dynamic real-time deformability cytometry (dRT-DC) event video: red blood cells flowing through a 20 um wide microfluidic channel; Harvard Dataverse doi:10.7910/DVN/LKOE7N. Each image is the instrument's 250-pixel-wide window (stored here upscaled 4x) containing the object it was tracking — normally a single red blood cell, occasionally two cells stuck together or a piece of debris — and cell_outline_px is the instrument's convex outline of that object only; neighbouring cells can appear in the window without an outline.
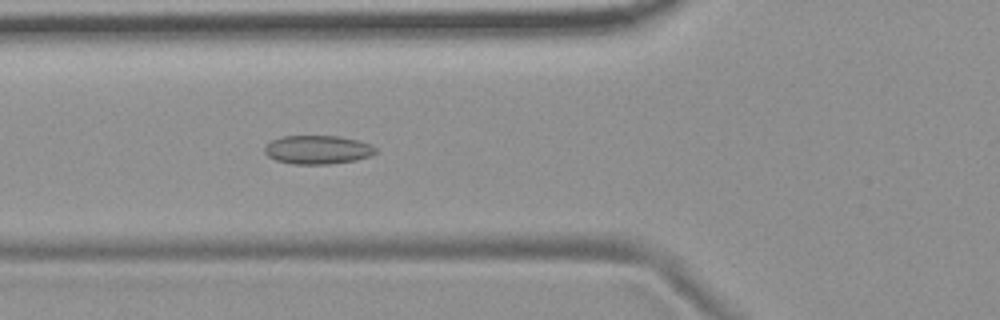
{"species": "common noctule bat (a hibernating species)", "species_latin": "Nyctalus noctula", "temperature_condition": "room temperature", "stored_images_in_passage": 54, "camera_frame_rate_fps": 3000, "um_per_image_px": 0.085, "animal": {"sex": "female", "body_mass_g": 19.9}, "frame": {"image": 1, "passage_image": 20, "time_ms": 6.333, "image_size_px": [1000, 320], "cell_outline_px": [[376, 152], [368, 156], [356, 160], [328, 164], [292, 164], [276, 160], [268, 156], [264, 152], [264, 148], [272, 140], [284, 136], [340, 136], [356, 140], [368, 144], [376, 148]], "centroid_in_image_um": [26.97, 12.73], "position_along_channel_um": 98.8, "area_um2": 18.32}}
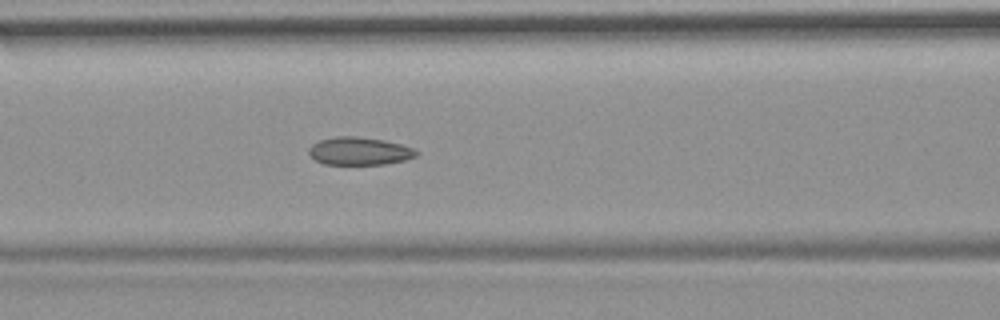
{"frame": {"image": 2, "passage_image": 23, "time_ms": 7.333, "image_size_px": [1000, 320], "cell_outline_px": [[420, 152], [416, 156], [404, 160], [384, 164], [324, 164], [316, 160], [308, 152], [308, 148], [312, 144], [320, 140], [336, 136], [356, 136], [384, 140], [400, 144], [412, 148]], "centroid_in_image_um": [30.54, 12.84], "position_along_channel_um": 136.1, "area_um2": 17.34}}
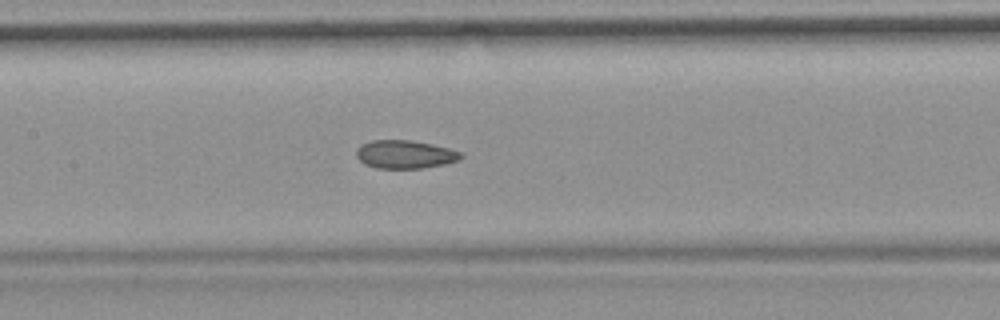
{"frame": {"image": 3, "passage_image": 26, "time_ms": 8.333, "image_size_px": [1000, 320], "cell_outline_px": [[464, 156], [460, 160], [444, 164], [420, 168], [376, 168], [364, 164], [356, 156], [356, 148], [372, 140], [408, 140], [432, 144], [448, 148], [460, 152]], "centroid_in_image_um": [34.42, 13.12], "position_along_channel_um": 173.0, "area_um2": 17.11}, "authors_computed_cell_mechanics": {"area_um2": 18.1781, "velocity_mm_per_s": 3.6972, "shape_relaxation_time_tau1_ms": null, "shape_relaxation_time_tau2_ms": 2.3251, "deformation_change_tau1": null, "deformation_change_tau2": 0.0628}}